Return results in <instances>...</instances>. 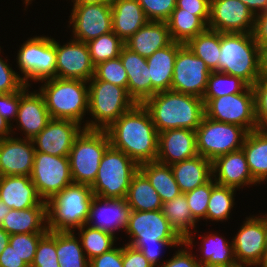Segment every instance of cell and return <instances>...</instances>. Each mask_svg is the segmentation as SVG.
I'll return each mask as SVG.
<instances>
[{"mask_svg": "<svg viewBox=\"0 0 267 267\" xmlns=\"http://www.w3.org/2000/svg\"><path fill=\"white\" fill-rule=\"evenodd\" d=\"M106 131L111 146L123 151L138 165L156 161L159 133L143 104H136L122 114Z\"/></svg>", "mask_w": 267, "mask_h": 267, "instance_id": "6da1fadb", "label": "cell"}, {"mask_svg": "<svg viewBox=\"0 0 267 267\" xmlns=\"http://www.w3.org/2000/svg\"><path fill=\"white\" fill-rule=\"evenodd\" d=\"M143 106L149 111L158 133L181 128L196 130L205 116L202 98L172 90L157 92Z\"/></svg>", "mask_w": 267, "mask_h": 267, "instance_id": "7a4b0ae2", "label": "cell"}, {"mask_svg": "<svg viewBox=\"0 0 267 267\" xmlns=\"http://www.w3.org/2000/svg\"><path fill=\"white\" fill-rule=\"evenodd\" d=\"M93 196L89 185L72 183L48 199V231L74 232L86 224Z\"/></svg>", "mask_w": 267, "mask_h": 267, "instance_id": "3957f363", "label": "cell"}, {"mask_svg": "<svg viewBox=\"0 0 267 267\" xmlns=\"http://www.w3.org/2000/svg\"><path fill=\"white\" fill-rule=\"evenodd\" d=\"M219 72L238 77L248 86L255 84L261 73L253 33H221Z\"/></svg>", "mask_w": 267, "mask_h": 267, "instance_id": "277c9868", "label": "cell"}, {"mask_svg": "<svg viewBox=\"0 0 267 267\" xmlns=\"http://www.w3.org/2000/svg\"><path fill=\"white\" fill-rule=\"evenodd\" d=\"M47 80V81H46ZM40 89L52 119H68L81 125L88 111L87 81L79 79L48 78ZM86 84V85H85Z\"/></svg>", "mask_w": 267, "mask_h": 267, "instance_id": "5b68a950", "label": "cell"}, {"mask_svg": "<svg viewBox=\"0 0 267 267\" xmlns=\"http://www.w3.org/2000/svg\"><path fill=\"white\" fill-rule=\"evenodd\" d=\"M88 82V111L95 121H87L84 129L107 130L122 114L136 105L126 88L101 80Z\"/></svg>", "mask_w": 267, "mask_h": 267, "instance_id": "8992f818", "label": "cell"}, {"mask_svg": "<svg viewBox=\"0 0 267 267\" xmlns=\"http://www.w3.org/2000/svg\"><path fill=\"white\" fill-rule=\"evenodd\" d=\"M110 146L106 130L83 129L75 138L69 153L73 183L91 186L96 179L101 159Z\"/></svg>", "mask_w": 267, "mask_h": 267, "instance_id": "52a82bcc", "label": "cell"}, {"mask_svg": "<svg viewBox=\"0 0 267 267\" xmlns=\"http://www.w3.org/2000/svg\"><path fill=\"white\" fill-rule=\"evenodd\" d=\"M138 170L139 165L133 159L110 146L90 186L92 193L102 198H126L131 179Z\"/></svg>", "mask_w": 267, "mask_h": 267, "instance_id": "ba28073f", "label": "cell"}, {"mask_svg": "<svg viewBox=\"0 0 267 267\" xmlns=\"http://www.w3.org/2000/svg\"><path fill=\"white\" fill-rule=\"evenodd\" d=\"M202 99L206 117L241 126L247 132L257 129L253 87L247 86L241 93Z\"/></svg>", "mask_w": 267, "mask_h": 267, "instance_id": "9c48e42d", "label": "cell"}, {"mask_svg": "<svg viewBox=\"0 0 267 267\" xmlns=\"http://www.w3.org/2000/svg\"><path fill=\"white\" fill-rule=\"evenodd\" d=\"M195 131L198 155L210 161L241 149L248 133L241 126L217 122L206 116Z\"/></svg>", "mask_w": 267, "mask_h": 267, "instance_id": "30bf717a", "label": "cell"}, {"mask_svg": "<svg viewBox=\"0 0 267 267\" xmlns=\"http://www.w3.org/2000/svg\"><path fill=\"white\" fill-rule=\"evenodd\" d=\"M17 57L19 69L24 74L22 80L42 81L56 77V51L53 38L38 36L21 45Z\"/></svg>", "mask_w": 267, "mask_h": 267, "instance_id": "8fae6325", "label": "cell"}, {"mask_svg": "<svg viewBox=\"0 0 267 267\" xmlns=\"http://www.w3.org/2000/svg\"><path fill=\"white\" fill-rule=\"evenodd\" d=\"M126 233L131 236L130 246L134 244H183L184 240L168 223L162 209L152 211H133L129 216Z\"/></svg>", "mask_w": 267, "mask_h": 267, "instance_id": "7c38bea8", "label": "cell"}, {"mask_svg": "<svg viewBox=\"0 0 267 267\" xmlns=\"http://www.w3.org/2000/svg\"><path fill=\"white\" fill-rule=\"evenodd\" d=\"M30 178L39 196L47 201L73 183L69 157L35 152Z\"/></svg>", "mask_w": 267, "mask_h": 267, "instance_id": "4fadbf2b", "label": "cell"}, {"mask_svg": "<svg viewBox=\"0 0 267 267\" xmlns=\"http://www.w3.org/2000/svg\"><path fill=\"white\" fill-rule=\"evenodd\" d=\"M211 71L185 44L178 50L171 90L202 98Z\"/></svg>", "mask_w": 267, "mask_h": 267, "instance_id": "5bb4252c", "label": "cell"}, {"mask_svg": "<svg viewBox=\"0 0 267 267\" xmlns=\"http://www.w3.org/2000/svg\"><path fill=\"white\" fill-rule=\"evenodd\" d=\"M244 222L232 241L237 265L264 267L267 262V248L263 218L249 217Z\"/></svg>", "mask_w": 267, "mask_h": 267, "instance_id": "9a60e30c", "label": "cell"}, {"mask_svg": "<svg viewBox=\"0 0 267 267\" xmlns=\"http://www.w3.org/2000/svg\"><path fill=\"white\" fill-rule=\"evenodd\" d=\"M70 16L75 40L87 43L113 31L111 4H74Z\"/></svg>", "mask_w": 267, "mask_h": 267, "instance_id": "2e32d148", "label": "cell"}, {"mask_svg": "<svg viewBox=\"0 0 267 267\" xmlns=\"http://www.w3.org/2000/svg\"><path fill=\"white\" fill-rule=\"evenodd\" d=\"M254 26L255 15L240 0L210 1L209 29L220 33H253Z\"/></svg>", "mask_w": 267, "mask_h": 267, "instance_id": "e0dca14e", "label": "cell"}, {"mask_svg": "<svg viewBox=\"0 0 267 267\" xmlns=\"http://www.w3.org/2000/svg\"><path fill=\"white\" fill-rule=\"evenodd\" d=\"M53 43L56 51L57 78L88 82L94 76L95 65L86 43L75 39L63 46L54 39Z\"/></svg>", "mask_w": 267, "mask_h": 267, "instance_id": "ac0fdd59", "label": "cell"}, {"mask_svg": "<svg viewBox=\"0 0 267 267\" xmlns=\"http://www.w3.org/2000/svg\"><path fill=\"white\" fill-rule=\"evenodd\" d=\"M82 128L84 129L76 121L51 119L47 126L32 139L35 151L69 157L73 142L83 130Z\"/></svg>", "mask_w": 267, "mask_h": 267, "instance_id": "d6986e66", "label": "cell"}, {"mask_svg": "<svg viewBox=\"0 0 267 267\" xmlns=\"http://www.w3.org/2000/svg\"><path fill=\"white\" fill-rule=\"evenodd\" d=\"M130 213L131 208L125 198H102L94 195L86 225L114 235L113 232L117 229L123 228L126 231ZM96 218L97 223L94 222Z\"/></svg>", "mask_w": 267, "mask_h": 267, "instance_id": "ffe728a7", "label": "cell"}, {"mask_svg": "<svg viewBox=\"0 0 267 267\" xmlns=\"http://www.w3.org/2000/svg\"><path fill=\"white\" fill-rule=\"evenodd\" d=\"M35 148L31 139H0L1 176H29L32 173Z\"/></svg>", "mask_w": 267, "mask_h": 267, "instance_id": "44dd1931", "label": "cell"}, {"mask_svg": "<svg viewBox=\"0 0 267 267\" xmlns=\"http://www.w3.org/2000/svg\"><path fill=\"white\" fill-rule=\"evenodd\" d=\"M196 155H198V151L195 130L181 128L159 133L156 161L172 165Z\"/></svg>", "mask_w": 267, "mask_h": 267, "instance_id": "7402d4cb", "label": "cell"}, {"mask_svg": "<svg viewBox=\"0 0 267 267\" xmlns=\"http://www.w3.org/2000/svg\"><path fill=\"white\" fill-rule=\"evenodd\" d=\"M28 86L21 88V99L18 107L16 121L19 128L24 131L26 139H33L38 135L52 119L41 93H28Z\"/></svg>", "mask_w": 267, "mask_h": 267, "instance_id": "603a6c76", "label": "cell"}, {"mask_svg": "<svg viewBox=\"0 0 267 267\" xmlns=\"http://www.w3.org/2000/svg\"><path fill=\"white\" fill-rule=\"evenodd\" d=\"M212 172L217 184L234 189L257 183L251 175L242 148L217 157L212 161ZM217 172L218 175H215Z\"/></svg>", "mask_w": 267, "mask_h": 267, "instance_id": "cb8c5ba5", "label": "cell"}, {"mask_svg": "<svg viewBox=\"0 0 267 267\" xmlns=\"http://www.w3.org/2000/svg\"><path fill=\"white\" fill-rule=\"evenodd\" d=\"M128 76V94L136 104H143L151 97V77L147 59L125 45L119 55Z\"/></svg>", "mask_w": 267, "mask_h": 267, "instance_id": "d4e9b609", "label": "cell"}, {"mask_svg": "<svg viewBox=\"0 0 267 267\" xmlns=\"http://www.w3.org/2000/svg\"><path fill=\"white\" fill-rule=\"evenodd\" d=\"M0 201L17 210L46 204L29 176H0Z\"/></svg>", "mask_w": 267, "mask_h": 267, "instance_id": "484cf974", "label": "cell"}, {"mask_svg": "<svg viewBox=\"0 0 267 267\" xmlns=\"http://www.w3.org/2000/svg\"><path fill=\"white\" fill-rule=\"evenodd\" d=\"M172 42L166 21H148L126 40L124 45L147 59L155 51L167 47Z\"/></svg>", "mask_w": 267, "mask_h": 267, "instance_id": "4316f807", "label": "cell"}, {"mask_svg": "<svg viewBox=\"0 0 267 267\" xmlns=\"http://www.w3.org/2000/svg\"><path fill=\"white\" fill-rule=\"evenodd\" d=\"M183 45L173 41L147 58L151 77V97L157 92L171 90L175 59L178 50Z\"/></svg>", "mask_w": 267, "mask_h": 267, "instance_id": "83f0119b", "label": "cell"}, {"mask_svg": "<svg viewBox=\"0 0 267 267\" xmlns=\"http://www.w3.org/2000/svg\"><path fill=\"white\" fill-rule=\"evenodd\" d=\"M111 8L113 32L123 42L149 21L138 0H113Z\"/></svg>", "mask_w": 267, "mask_h": 267, "instance_id": "f1b7e54d", "label": "cell"}, {"mask_svg": "<svg viewBox=\"0 0 267 267\" xmlns=\"http://www.w3.org/2000/svg\"><path fill=\"white\" fill-rule=\"evenodd\" d=\"M170 167L183 194L204 185L213 177L212 161L201 155L174 163Z\"/></svg>", "mask_w": 267, "mask_h": 267, "instance_id": "f546056e", "label": "cell"}, {"mask_svg": "<svg viewBox=\"0 0 267 267\" xmlns=\"http://www.w3.org/2000/svg\"><path fill=\"white\" fill-rule=\"evenodd\" d=\"M44 222V223H43ZM47 206L38 204L28 209H11L2 227L9 235L20 233H47Z\"/></svg>", "mask_w": 267, "mask_h": 267, "instance_id": "4dcf8cb0", "label": "cell"}, {"mask_svg": "<svg viewBox=\"0 0 267 267\" xmlns=\"http://www.w3.org/2000/svg\"><path fill=\"white\" fill-rule=\"evenodd\" d=\"M242 149L253 179L259 184L267 179V129L247 133Z\"/></svg>", "mask_w": 267, "mask_h": 267, "instance_id": "1f68e13d", "label": "cell"}, {"mask_svg": "<svg viewBox=\"0 0 267 267\" xmlns=\"http://www.w3.org/2000/svg\"><path fill=\"white\" fill-rule=\"evenodd\" d=\"M162 212L171 227L184 240V245L187 247L192 245L190 228L194 229L196 227L197 220L192 216L185 194L182 193L174 199L163 203Z\"/></svg>", "mask_w": 267, "mask_h": 267, "instance_id": "d6a6232c", "label": "cell"}, {"mask_svg": "<svg viewBox=\"0 0 267 267\" xmlns=\"http://www.w3.org/2000/svg\"><path fill=\"white\" fill-rule=\"evenodd\" d=\"M125 199L133 211L160 210L163 205L159 194L140 170L133 175Z\"/></svg>", "mask_w": 267, "mask_h": 267, "instance_id": "836d02e7", "label": "cell"}, {"mask_svg": "<svg viewBox=\"0 0 267 267\" xmlns=\"http://www.w3.org/2000/svg\"><path fill=\"white\" fill-rule=\"evenodd\" d=\"M139 170L147 177L150 184L157 191L162 203L182 194L170 165L151 161L140 164Z\"/></svg>", "mask_w": 267, "mask_h": 267, "instance_id": "e575fe53", "label": "cell"}, {"mask_svg": "<svg viewBox=\"0 0 267 267\" xmlns=\"http://www.w3.org/2000/svg\"><path fill=\"white\" fill-rule=\"evenodd\" d=\"M166 22L172 40L182 44H186L208 28V25L195 15V12H182V9L177 7Z\"/></svg>", "mask_w": 267, "mask_h": 267, "instance_id": "d590c367", "label": "cell"}, {"mask_svg": "<svg viewBox=\"0 0 267 267\" xmlns=\"http://www.w3.org/2000/svg\"><path fill=\"white\" fill-rule=\"evenodd\" d=\"M203 246L200 247L203 256L198 261L200 264L216 267H237L233 243L228 242L215 234L202 236Z\"/></svg>", "mask_w": 267, "mask_h": 267, "instance_id": "8d00e7d4", "label": "cell"}, {"mask_svg": "<svg viewBox=\"0 0 267 267\" xmlns=\"http://www.w3.org/2000/svg\"><path fill=\"white\" fill-rule=\"evenodd\" d=\"M221 33L207 28L185 45L200 59H202L210 71H219Z\"/></svg>", "mask_w": 267, "mask_h": 267, "instance_id": "74e56055", "label": "cell"}, {"mask_svg": "<svg viewBox=\"0 0 267 267\" xmlns=\"http://www.w3.org/2000/svg\"><path fill=\"white\" fill-rule=\"evenodd\" d=\"M80 241L73 231L56 232V253L60 267H89Z\"/></svg>", "mask_w": 267, "mask_h": 267, "instance_id": "f35d334b", "label": "cell"}, {"mask_svg": "<svg viewBox=\"0 0 267 267\" xmlns=\"http://www.w3.org/2000/svg\"><path fill=\"white\" fill-rule=\"evenodd\" d=\"M87 226V227H86ZM86 229V230H85ZM79 238L88 260L110 251L114 245L115 235L92 228L86 224L78 228Z\"/></svg>", "mask_w": 267, "mask_h": 267, "instance_id": "ab89813d", "label": "cell"}, {"mask_svg": "<svg viewBox=\"0 0 267 267\" xmlns=\"http://www.w3.org/2000/svg\"><path fill=\"white\" fill-rule=\"evenodd\" d=\"M236 189L216 184L211 190L207 205L206 219L223 221L228 219L234 205V192Z\"/></svg>", "mask_w": 267, "mask_h": 267, "instance_id": "60d3db41", "label": "cell"}, {"mask_svg": "<svg viewBox=\"0 0 267 267\" xmlns=\"http://www.w3.org/2000/svg\"><path fill=\"white\" fill-rule=\"evenodd\" d=\"M94 65L119 57L124 42L112 31L86 43Z\"/></svg>", "mask_w": 267, "mask_h": 267, "instance_id": "b9f144b4", "label": "cell"}, {"mask_svg": "<svg viewBox=\"0 0 267 267\" xmlns=\"http://www.w3.org/2000/svg\"><path fill=\"white\" fill-rule=\"evenodd\" d=\"M248 85L240 78L219 71H211L202 98H218L241 93Z\"/></svg>", "mask_w": 267, "mask_h": 267, "instance_id": "7bdbcfd3", "label": "cell"}, {"mask_svg": "<svg viewBox=\"0 0 267 267\" xmlns=\"http://www.w3.org/2000/svg\"><path fill=\"white\" fill-rule=\"evenodd\" d=\"M90 80L110 82L128 91V76L120 57L95 65L94 76Z\"/></svg>", "mask_w": 267, "mask_h": 267, "instance_id": "ee69618b", "label": "cell"}, {"mask_svg": "<svg viewBox=\"0 0 267 267\" xmlns=\"http://www.w3.org/2000/svg\"><path fill=\"white\" fill-rule=\"evenodd\" d=\"M30 267H60L56 253L55 231H48L39 240L35 258Z\"/></svg>", "mask_w": 267, "mask_h": 267, "instance_id": "f6af8a7d", "label": "cell"}, {"mask_svg": "<svg viewBox=\"0 0 267 267\" xmlns=\"http://www.w3.org/2000/svg\"><path fill=\"white\" fill-rule=\"evenodd\" d=\"M46 233H20L10 235L9 243L18 256L30 267L34 261L39 240Z\"/></svg>", "mask_w": 267, "mask_h": 267, "instance_id": "bcb514c9", "label": "cell"}, {"mask_svg": "<svg viewBox=\"0 0 267 267\" xmlns=\"http://www.w3.org/2000/svg\"><path fill=\"white\" fill-rule=\"evenodd\" d=\"M217 183L213 180L194 190L185 193V198L192 216L199 221L201 218L206 219L207 205L211 196V190Z\"/></svg>", "mask_w": 267, "mask_h": 267, "instance_id": "7dc6e473", "label": "cell"}, {"mask_svg": "<svg viewBox=\"0 0 267 267\" xmlns=\"http://www.w3.org/2000/svg\"><path fill=\"white\" fill-rule=\"evenodd\" d=\"M149 21H167L176 8V0H138Z\"/></svg>", "mask_w": 267, "mask_h": 267, "instance_id": "c3c4849f", "label": "cell"}, {"mask_svg": "<svg viewBox=\"0 0 267 267\" xmlns=\"http://www.w3.org/2000/svg\"><path fill=\"white\" fill-rule=\"evenodd\" d=\"M252 87L255 95L257 129H267V75H261Z\"/></svg>", "mask_w": 267, "mask_h": 267, "instance_id": "681fc988", "label": "cell"}, {"mask_svg": "<svg viewBox=\"0 0 267 267\" xmlns=\"http://www.w3.org/2000/svg\"><path fill=\"white\" fill-rule=\"evenodd\" d=\"M24 82L12 68L0 57V93L9 94L19 91Z\"/></svg>", "mask_w": 267, "mask_h": 267, "instance_id": "f907efd6", "label": "cell"}, {"mask_svg": "<svg viewBox=\"0 0 267 267\" xmlns=\"http://www.w3.org/2000/svg\"><path fill=\"white\" fill-rule=\"evenodd\" d=\"M20 99L21 89L9 94L0 93V114L10 125L11 119L16 120Z\"/></svg>", "mask_w": 267, "mask_h": 267, "instance_id": "816d5d0a", "label": "cell"}, {"mask_svg": "<svg viewBox=\"0 0 267 267\" xmlns=\"http://www.w3.org/2000/svg\"><path fill=\"white\" fill-rule=\"evenodd\" d=\"M89 267H123V247L110 251L89 260Z\"/></svg>", "mask_w": 267, "mask_h": 267, "instance_id": "f5cc1de1", "label": "cell"}, {"mask_svg": "<svg viewBox=\"0 0 267 267\" xmlns=\"http://www.w3.org/2000/svg\"><path fill=\"white\" fill-rule=\"evenodd\" d=\"M211 0H176V7L182 12H195L207 25L209 23Z\"/></svg>", "mask_w": 267, "mask_h": 267, "instance_id": "db71d44e", "label": "cell"}, {"mask_svg": "<svg viewBox=\"0 0 267 267\" xmlns=\"http://www.w3.org/2000/svg\"><path fill=\"white\" fill-rule=\"evenodd\" d=\"M123 267H153L143 253L130 245L123 246Z\"/></svg>", "mask_w": 267, "mask_h": 267, "instance_id": "11a10c76", "label": "cell"}, {"mask_svg": "<svg viewBox=\"0 0 267 267\" xmlns=\"http://www.w3.org/2000/svg\"><path fill=\"white\" fill-rule=\"evenodd\" d=\"M200 263L195 257L185 249H180L175 253V256L164 264H159V267H200Z\"/></svg>", "mask_w": 267, "mask_h": 267, "instance_id": "9f6ffc18", "label": "cell"}, {"mask_svg": "<svg viewBox=\"0 0 267 267\" xmlns=\"http://www.w3.org/2000/svg\"><path fill=\"white\" fill-rule=\"evenodd\" d=\"M183 244H134L133 247L140 250L145 258L153 265V267H158V260L160 259V248L165 246H182ZM159 258V259H158Z\"/></svg>", "mask_w": 267, "mask_h": 267, "instance_id": "6f0895ef", "label": "cell"}, {"mask_svg": "<svg viewBox=\"0 0 267 267\" xmlns=\"http://www.w3.org/2000/svg\"><path fill=\"white\" fill-rule=\"evenodd\" d=\"M0 267H29L15 252L10 243L0 253Z\"/></svg>", "mask_w": 267, "mask_h": 267, "instance_id": "680465c9", "label": "cell"}, {"mask_svg": "<svg viewBox=\"0 0 267 267\" xmlns=\"http://www.w3.org/2000/svg\"><path fill=\"white\" fill-rule=\"evenodd\" d=\"M253 35L257 44H267V11L255 16Z\"/></svg>", "mask_w": 267, "mask_h": 267, "instance_id": "91938a15", "label": "cell"}, {"mask_svg": "<svg viewBox=\"0 0 267 267\" xmlns=\"http://www.w3.org/2000/svg\"><path fill=\"white\" fill-rule=\"evenodd\" d=\"M247 5L248 9L256 16L264 11H267V0H240ZM260 10V13L257 11Z\"/></svg>", "mask_w": 267, "mask_h": 267, "instance_id": "94428289", "label": "cell"}, {"mask_svg": "<svg viewBox=\"0 0 267 267\" xmlns=\"http://www.w3.org/2000/svg\"><path fill=\"white\" fill-rule=\"evenodd\" d=\"M259 46V67L261 75H267V44Z\"/></svg>", "mask_w": 267, "mask_h": 267, "instance_id": "6125c7cd", "label": "cell"}, {"mask_svg": "<svg viewBox=\"0 0 267 267\" xmlns=\"http://www.w3.org/2000/svg\"><path fill=\"white\" fill-rule=\"evenodd\" d=\"M11 128L13 127L0 114V139L10 137Z\"/></svg>", "mask_w": 267, "mask_h": 267, "instance_id": "be15d7a7", "label": "cell"}, {"mask_svg": "<svg viewBox=\"0 0 267 267\" xmlns=\"http://www.w3.org/2000/svg\"><path fill=\"white\" fill-rule=\"evenodd\" d=\"M10 235L0 227V253L6 248L9 244Z\"/></svg>", "mask_w": 267, "mask_h": 267, "instance_id": "e7e4bbea", "label": "cell"}, {"mask_svg": "<svg viewBox=\"0 0 267 267\" xmlns=\"http://www.w3.org/2000/svg\"><path fill=\"white\" fill-rule=\"evenodd\" d=\"M10 208L3 203L2 201H0V225L2 224L5 216L10 212Z\"/></svg>", "mask_w": 267, "mask_h": 267, "instance_id": "03108f58", "label": "cell"}, {"mask_svg": "<svg viewBox=\"0 0 267 267\" xmlns=\"http://www.w3.org/2000/svg\"><path fill=\"white\" fill-rule=\"evenodd\" d=\"M113 0H74V4H92V3H106L111 4Z\"/></svg>", "mask_w": 267, "mask_h": 267, "instance_id": "003e7915", "label": "cell"}, {"mask_svg": "<svg viewBox=\"0 0 267 267\" xmlns=\"http://www.w3.org/2000/svg\"><path fill=\"white\" fill-rule=\"evenodd\" d=\"M263 221L265 226V240H266V248H267V214L263 215Z\"/></svg>", "mask_w": 267, "mask_h": 267, "instance_id": "a7ac6f4b", "label": "cell"}, {"mask_svg": "<svg viewBox=\"0 0 267 267\" xmlns=\"http://www.w3.org/2000/svg\"><path fill=\"white\" fill-rule=\"evenodd\" d=\"M200 267H216V266H207V265L201 264Z\"/></svg>", "mask_w": 267, "mask_h": 267, "instance_id": "89a4df30", "label": "cell"}, {"mask_svg": "<svg viewBox=\"0 0 267 267\" xmlns=\"http://www.w3.org/2000/svg\"><path fill=\"white\" fill-rule=\"evenodd\" d=\"M29 2H31V0H25V4H26V6L29 4Z\"/></svg>", "mask_w": 267, "mask_h": 267, "instance_id": "2644e50d", "label": "cell"}]
</instances>
